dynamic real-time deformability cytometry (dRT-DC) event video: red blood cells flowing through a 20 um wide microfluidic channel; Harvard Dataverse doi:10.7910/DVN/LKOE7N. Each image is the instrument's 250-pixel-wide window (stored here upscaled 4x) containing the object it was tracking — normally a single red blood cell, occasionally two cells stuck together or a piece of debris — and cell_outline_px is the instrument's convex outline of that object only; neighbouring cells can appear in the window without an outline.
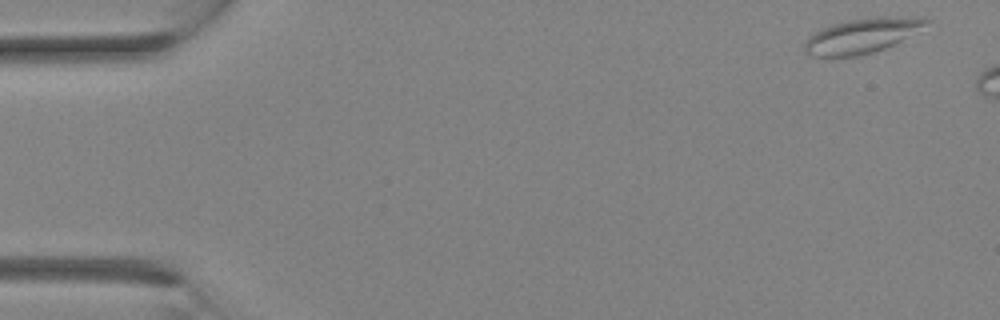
{"species": "Egyptian fruit bat (a non-hibernating species)", "species_latin": "Rousettus aegyptiacus", "temperature_condition": "room temperature", "stored_images_in_passage": 26, "camera_frame_rate_fps": 3000, "um_per_image_px": 0.085, "animal": {"sex": "female"}, "frame": {"image": 1, "passage_image": 1, "time_ms": 0.0, "image_size_px": [1000, 320], "cell_outline_px": [[932, 20], [900, 40], [884, 48], [872, 52], [856, 56], [812, 56], [804, 48], [804, 44], [808, 36], [832, 24], [848, 20], [884, 16], [916, 16]], "centroid_in_image_um": [73.24, 3.02], "position_along_channel_um": 11.8, "area_um2": 24.04}}
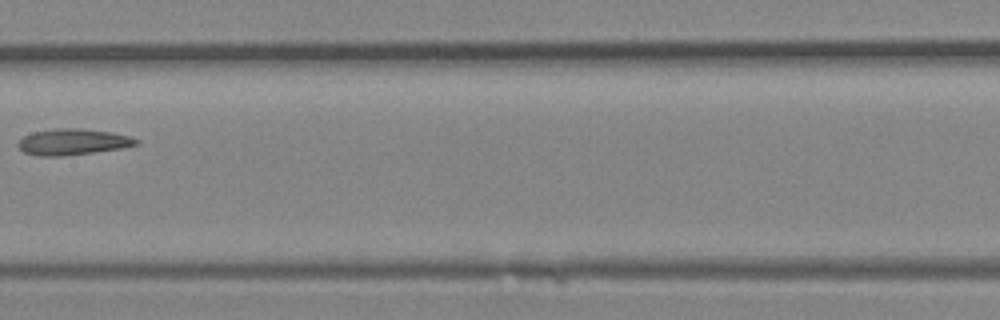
{"frame": {"image": 2, "passage_image": 15, "time_ms": 4.667, "image_size_px": [1000, 320], "cell_outline_px": [[140, 144], [124, 148], [64, 156], [40, 156], [24, 152], [16, 144], [24, 136], [32, 132], [56, 128], [80, 128], [112, 132], [128, 136], [140, 140]], "centroid_in_image_um": [6.22, 12.06], "position_along_channel_um": 201.2, "area_um2": 18.09}}
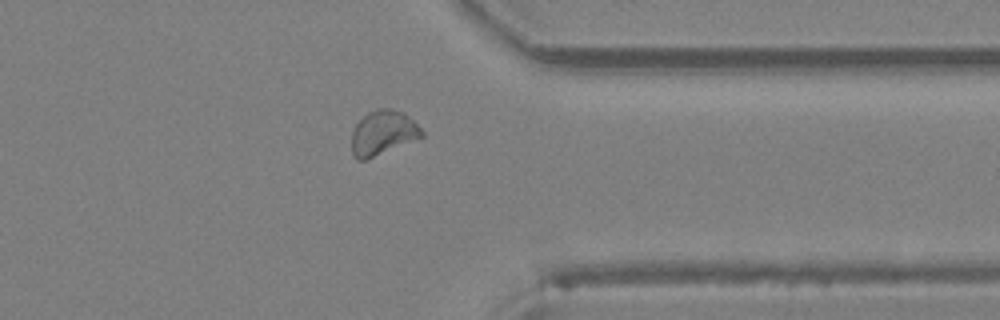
{"frame": {"image": 3, "passage_image": 23, "time_ms": 7.333, "image_size_px": [1000, 320], "cell_outline_px": [[424, 136], [364, 160], [356, 160], [352, 156], [352, 132], [356, 124], [368, 112], [376, 108], [388, 108], [404, 112], [424, 132]], "centroid_in_image_um": [32.53, 11.28], "position_along_channel_um": 378.9, "area_um2": 17.98}}